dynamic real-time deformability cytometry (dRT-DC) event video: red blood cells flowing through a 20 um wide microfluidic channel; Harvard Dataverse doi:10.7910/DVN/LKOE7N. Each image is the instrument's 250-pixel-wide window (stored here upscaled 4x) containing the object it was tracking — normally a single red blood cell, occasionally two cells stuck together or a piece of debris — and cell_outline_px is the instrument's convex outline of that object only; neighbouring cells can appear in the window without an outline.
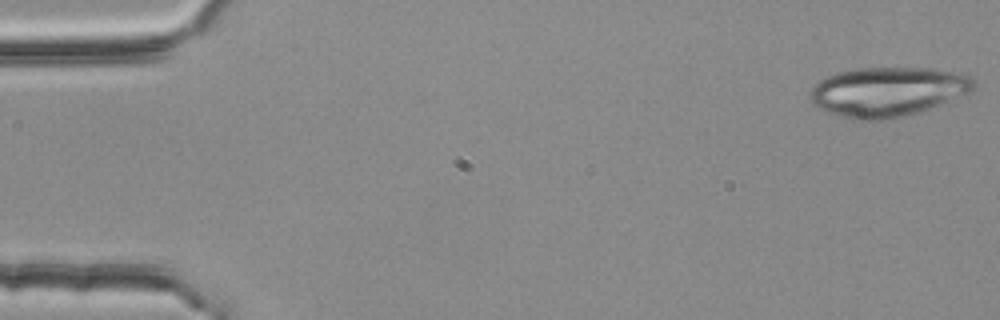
{"species": "common noctule bat (a hibernating species)", "species_latin": "Nyctalus noctula", "temperature_condition": "room temperature", "stored_images_in_passage": 5, "camera_frame_rate_fps": 3000, "um_per_image_px": 0.085, "animal": {"sex": "female", "body_mass_g": 25.1}, "frame": {"image": 1, "passage_image": 1, "time_ms": 0.0, "image_size_px": [1000, 320], "cell_outline_px": [[976, 84], [972, 92], [920, 112], [888, 120], [852, 120], [824, 112], [816, 108], [812, 104], [808, 96], [812, 88], [824, 76], [836, 72], [856, 68], [928, 68], [968, 72], [976, 80]], "centroid_in_image_um": [75.47, 7.79], "position_along_channel_um": 9.5, "area_um2": 48.38}}